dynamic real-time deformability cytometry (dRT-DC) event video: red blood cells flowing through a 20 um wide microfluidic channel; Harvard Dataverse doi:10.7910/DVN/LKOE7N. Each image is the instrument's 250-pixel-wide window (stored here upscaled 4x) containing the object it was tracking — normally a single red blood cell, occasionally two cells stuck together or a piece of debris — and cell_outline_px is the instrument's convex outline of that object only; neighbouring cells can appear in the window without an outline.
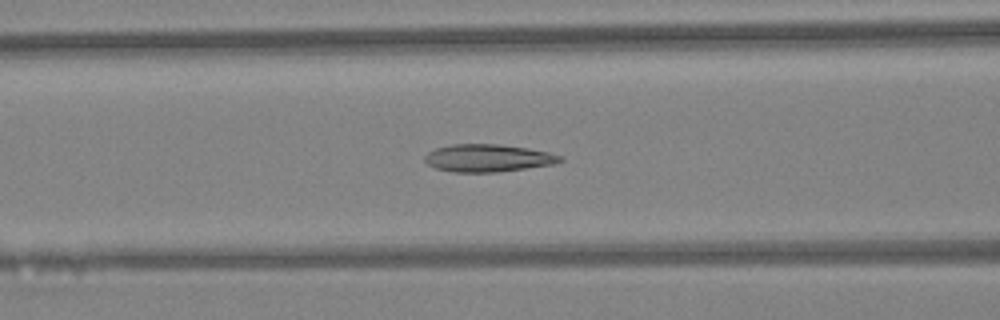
{"species": "Egyptian fruit bat (a non-hibernating species)", "species_latin": "Rousettus aegyptiacus", "temperature_condition": "warm", "stored_images_in_passage": 46, "camera_frame_rate_fps": 3000, "um_per_image_px": 0.085, "animal": {"sex": "female"}, "frame": {"image": 1, "passage_image": 18, "time_ms": 5.667, "image_size_px": [1000, 320], "cell_outline_px": [[564, 160], [556, 164], [500, 172], [452, 172], [436, 168], [428, 164], [424, 160], [424, 156], [428, 152], [436, 148], [452, 144], [496, 144], [528, 148], [548, 152], [560, 156]], "centroid_in_image_um": [41.48, 13.44], "position_along_channel_um": 125.1, "area_um2": 21.79}}
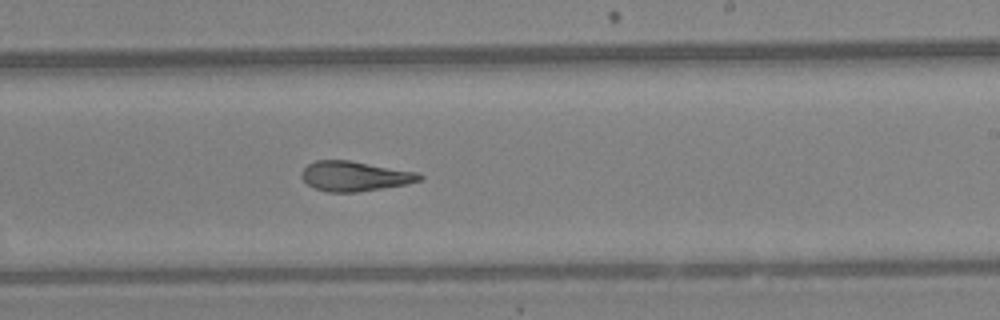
{"frame": {"image": 2, "passage_image": 27, "time_ms": 8.667, "image_size_px": [1000, 320], "cell_outline_px": [[424, 180], [404, 184], [356, 192], [328, 192], [312, 188], [300, 176], [304, 168], [308, 164], [316, 160], [348, 160], [416, 172], [424, 176]], "centroid_in_image_um": [30.12, 14.97], "position_along_channel_um": 258.9, "area_um2": 20.35}}
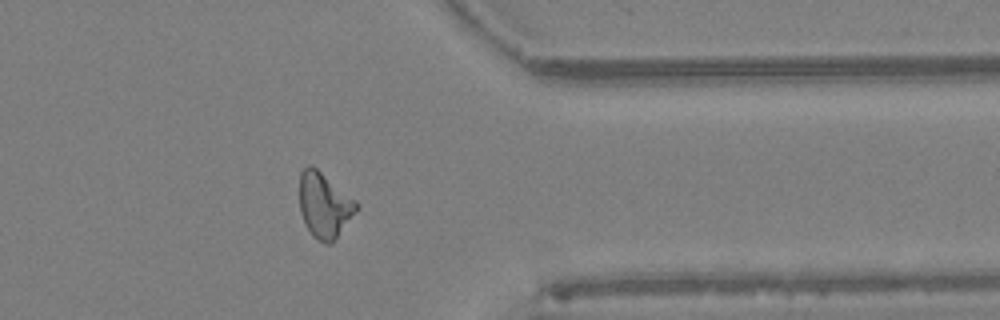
{"frame": {"image": 3, "passage_image": 36, "time_ms": 11.667, "image_size_px": [1000, 320], "cell_outline_px": [[360, 208], [332, 244], [324, 244], [312, 236], [304, 224], [300, 212], [300, 172], [308, 164], [312, 164], [356, 200], [360, 204]], "centroid_in_image_um": [27.59, 17.46], "position_along_channel_um": 383.8, "area_um2": 22.08}, "authors_computed_cell_mechanics": {"area_um2": 21.5594, "velocity_mm_per_s": 4.494, "shape_relaxation_time_tau1_ms": 6.4934, "shape_relaxation_time_tau2_ms": 2.8331, "deformation_change_tau1": 0.2195, "deformation_change_tau2": 0.1384}}